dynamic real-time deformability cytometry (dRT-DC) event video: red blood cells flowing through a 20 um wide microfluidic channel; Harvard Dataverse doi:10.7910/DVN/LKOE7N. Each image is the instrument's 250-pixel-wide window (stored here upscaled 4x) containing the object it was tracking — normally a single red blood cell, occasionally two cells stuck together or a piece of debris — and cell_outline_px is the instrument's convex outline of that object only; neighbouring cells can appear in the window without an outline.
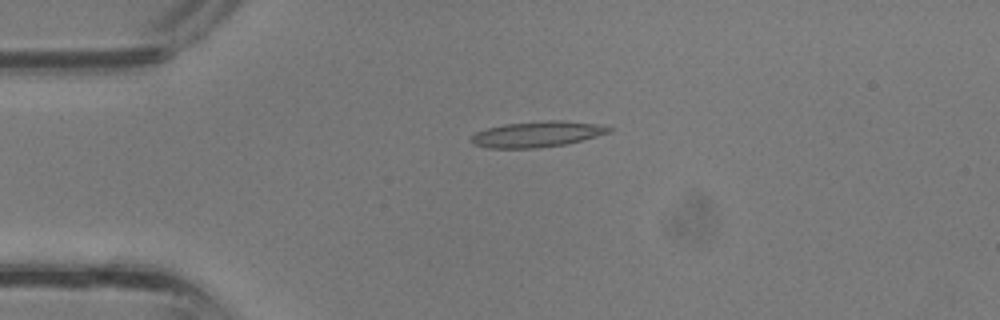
{"species": "common noctule bat (a hibernating species)", "species_latin": "Nyctalus noctula", "temperature_condition": "room temperature", "stored_images_in_passage": 32, "camera_frame_rate_fps": 3000, "um_per_image_px": 0.085, "animal": {"sex": "male", "body_mass_g": 13.3}, "frame": {"image": 1, "passage_image": 4, "time_ms": 1.0, "image_size_px": [1000, 320], "cell_outline_px": [[616, 128], [612, 132], [568, 144], [536, 148], [488, 148], [472, 144], [468, 140], [476, 132], [488, 128], [504, 124], [548, 120], [560, 120], [596, 124]], "centroid_in_image_um": [45.67, 11.41], "position_along_channel_um": 39.3, "area_um2": 20.87}}
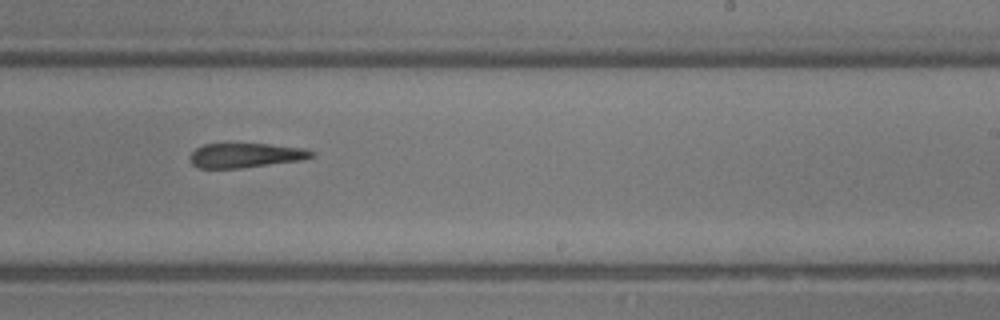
{"frame": {"image": 2, "passage_image": 18, "time_ms": 5.667, "image_size_px": [1000, 320], "cell_outline_px": [[316, 156], [304, 160], [240, 168], [196, 168], [192, 164], [188, 156], [196, 148], [204, 144], [268, 144], [304, 148], [312, 152]], "centroid_in_image_um": [20.87, 13.21], "position_along_channel_um": 268.1, "area_um2": 17.46}}
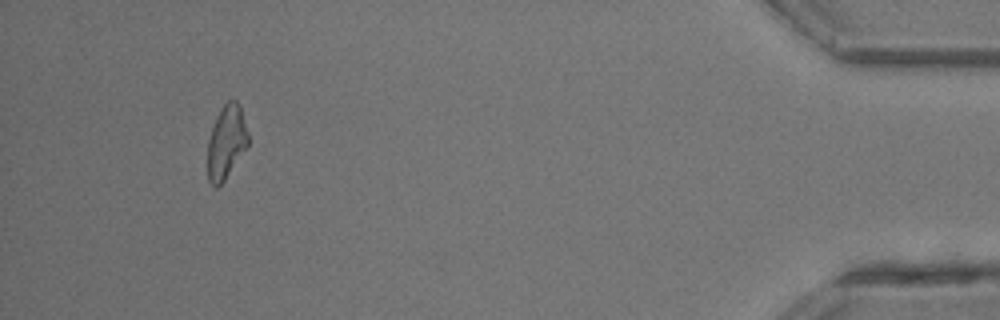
{"frame": {"image": 3, "passage_image": 30, "time_ms": 9.667, "image_size_px": [1000, 320], "cell_outline_px": [[248, 144], [224, 180], [216, 188], [208, 180], [208, 140], [216, 116], [224, 104], [228, 100], [236, 100], [240, 108], [248, 132]], "centroid_in_image_um": [19.22, 12.06], "position_along_channel_um": 416.0, "area_um2": 16.94}}